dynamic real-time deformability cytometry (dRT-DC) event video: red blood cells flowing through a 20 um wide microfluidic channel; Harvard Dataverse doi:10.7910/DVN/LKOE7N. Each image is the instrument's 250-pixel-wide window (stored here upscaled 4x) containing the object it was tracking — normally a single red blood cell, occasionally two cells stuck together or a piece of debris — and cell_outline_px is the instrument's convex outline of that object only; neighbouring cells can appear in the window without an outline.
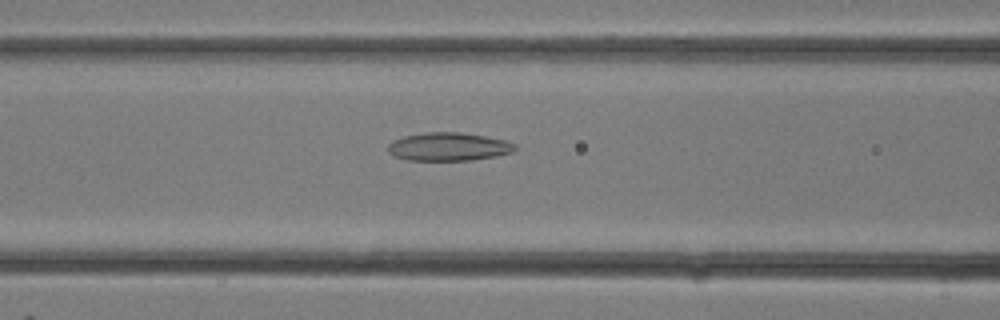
{"species": "common noctule bat (a hibernating species)", "species_latin": "Nyctalus noctula", "temperature_condition": "room temperature", "stored_images_in_passage": 21, "camera_frame_rate_fps": 3000, "um_per_image_px": 0.085, "animal": {"sex": "female"}, "frame": {"image": 1, "passage_image": 12, "time_ms": 3.667, "image_size_px": [1000, 320], "cell_outline_px": [[516, 148], [512, 152], [496, 156], [472, 160], [408, 160], [396, 156], [388, 152], [388, 144], [392, 140], [404, 136], [424, 132], [460, 132], [484, 136], [504, 140], [516, 144]], "centroid_in_image_um": [38.11, 12.46], "position_along_channel_um": 128.5, "area_um2": 20.87}}
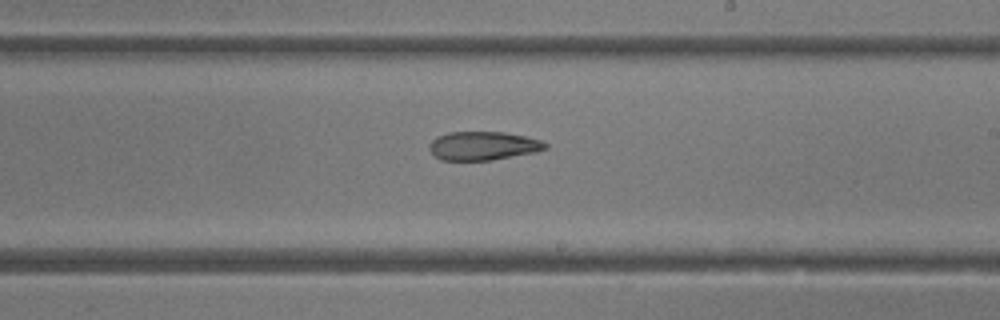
{"frame": {"image": 2, "passage_image": 17, "time_ms": 5.333, "image_size_px": [1000, 320], "cell_outline_px": [[548, 148], [536, 152], [492, 160], [440, 160], [428, 148], [428, 144], [436, 136], [448, 132], [504, 132], [524, 136], [540, 140], [548, 144]], "centroid_in_image_um": [41.05, 12.39], "position_along_channel_um": 247.9, "area_um2": 19.42}}
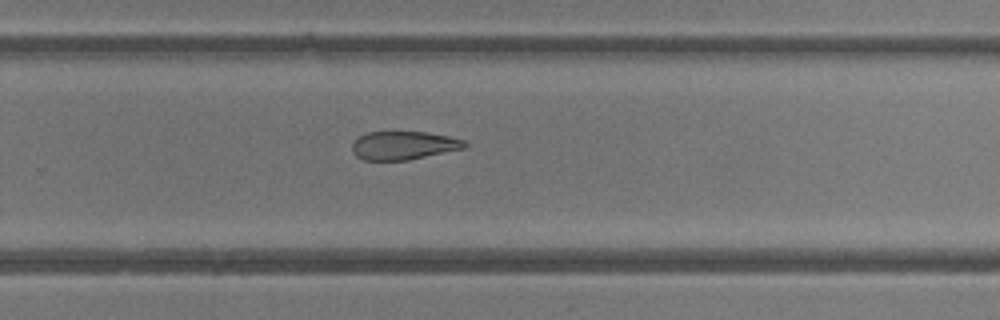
{"frame": {"image": 3, "passage_image": 19, "time_ms": 6.0, "image_size_px": [1000, 320], "cell_outline_px": [[468, 144], [464, 148], [408, 160], [364, 160], [356, 156], [352, 152], [352, 144], [360, 136], [368, 132], [428, 132], [448, 136], [464, 140]], "centroid_in_image_um": [34.3, 12.36], "position_along_channel_um": 295.5, "area_um2": 18.5}}